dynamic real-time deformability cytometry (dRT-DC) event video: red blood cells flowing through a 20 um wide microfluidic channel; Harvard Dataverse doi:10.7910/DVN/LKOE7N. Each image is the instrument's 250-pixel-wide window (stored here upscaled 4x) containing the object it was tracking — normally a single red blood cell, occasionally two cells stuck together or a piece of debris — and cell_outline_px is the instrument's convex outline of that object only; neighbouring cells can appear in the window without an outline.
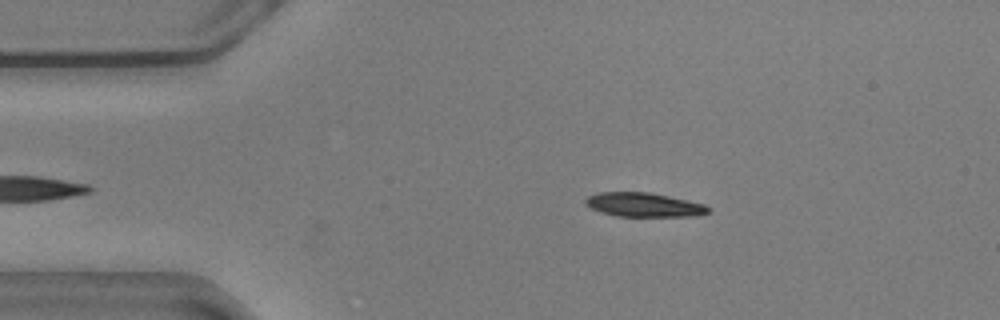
{"species": "common noctule bat (a hibernating species)", "species_latin": "Nyctalus noctula", "temperature_condition": "warm", "stored_images_in_passage": 41, "camera_frame_rate_fps": 3000, "um_per_image_px": 0.085, "animal": {"sex": "male", "body_mass_g": 20.5, "forearm_length_mm": 52.5}, "frame": {"image": 1, "passage_image": 4, "time_ms": 1.0, "image_size_px": [1000, 320], "cell_outline_px": [[712, 212], [692, 216], [616, 216], [600, 212], [584, 204], [584, 200], [588, 196], [596, 192], [648, 192], [668, 196], [704, 204], [712, 208]], "centroid_in_image_um": [54.72, 17.4], "position_along_channel_um": 30.3, "area_um2": 17.28}}
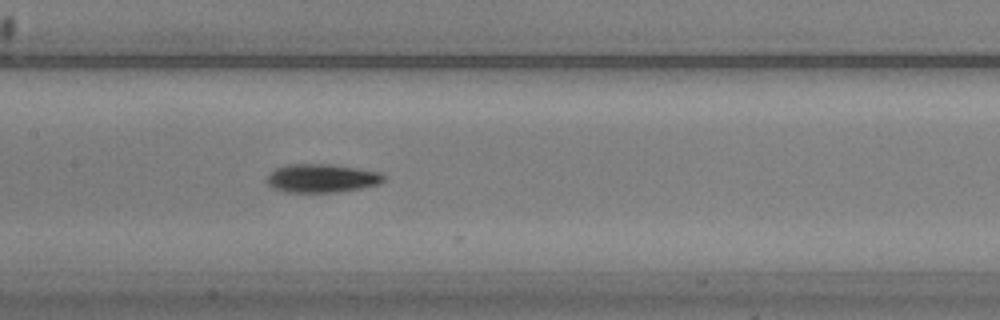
{"frame": {"image": 2, "passage_image": 20, "time_ms": 6.333, "image_size_px": [1000, 320], "cell_outline_px": [[384, 180], [380, 184], [360, 188], [336, 192], [284, 192], [272, 188], [264, 180], [276, 168], [284, 164], [328, 164], [356, 168], [380, 172], [384, 176]], "centroid_in_image_um": [27.31, 15.15], "position_along_channel_um": 180.1, "area_um2": 19.42}}
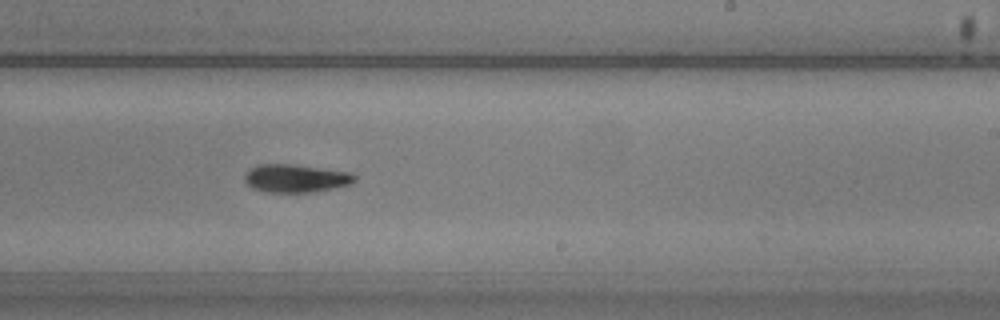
{"frame": {"image": 3, "passage_image": 27, "time_ms": 8.667, "image_size_px": [1000, 320], "cell_outline_px": [[356, 180], [352, 184], [316, 192], [268, 192], [252, 188], [244, 180], [244, 176], [248, 168], [260, 164], [292, 164], [352, 172], [356, 176]], "centroid_in_image_um": [25.16, 15.15], "position_along_channel_um": 263.8, "area_um2": 18.21}, "authors_computed_cell_mechanics": {"area_um2": 18.1492, "velocity_mm_per_s": 3.6064, "shape_relaxation_time_tau1_ms": 1.9503, "shape_relaxation_time_tau2_ms": null, "deformation_change_tau1": 0.1198, "deformation_change_tau2": null}}